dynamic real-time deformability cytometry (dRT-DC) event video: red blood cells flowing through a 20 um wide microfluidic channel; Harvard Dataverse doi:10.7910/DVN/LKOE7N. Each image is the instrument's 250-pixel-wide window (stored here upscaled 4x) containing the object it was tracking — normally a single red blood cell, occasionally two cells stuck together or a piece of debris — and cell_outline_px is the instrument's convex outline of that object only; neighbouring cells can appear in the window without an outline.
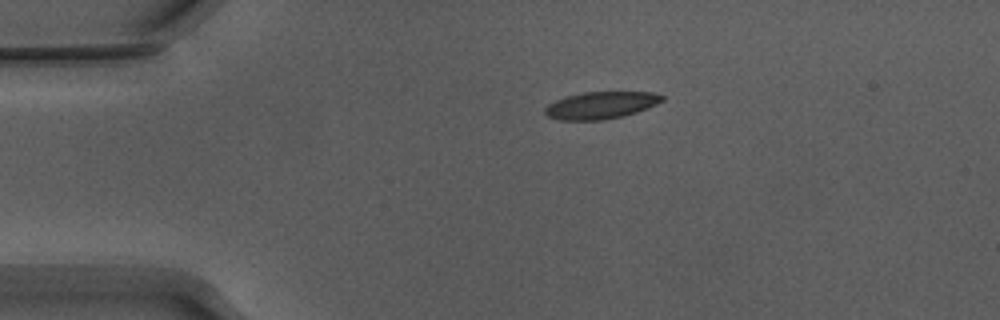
{"species": "Egyptian fruit bat (a non-hibernating species)", "species_latin": "Rousettus aegyptiacus", "temperature_condition": "warm", "stored_images_in_passage": 43, "camera_frame_rate_fps": 3000, "um_per_image_px": 0.085, "animal": {"sex": "male"}, "frame": {"image": 1, "passage_image": 1, "time_ms": 0.0, "image_size_px": [1000, 320], "cell_outline_px": [[664, 100], [648, 108], [624, 116], [604, 120], [560, 120], [548, 116], [544, 112], [544, 108], [548, 104], [556, 100], [568, 96], [584, 92], [652, 92], [664, 96]], "centroid_in_image_um": [51.08, 8.95], "position_along_channel_um": 33.9, "area_um2": 18.5}}
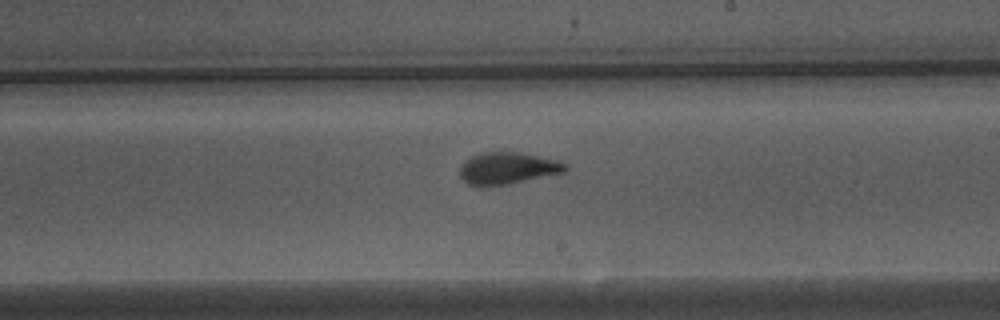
{"frame": {"image": 2, "passage_image": 21, "time_ms": 6.667, "image_size_px": [1000, 320], "cell_outline_px": [[568, 168], [564, 172], [508, 184], [488, 188], [480, 188], [468, 184], [460, 176], [460, 164], [464, 160], [480, 152], [520, 152], [556, 160], [568, 164]], "centroid_in_image_um": [43.09, 14.32], "position_along_channel_um": 245.9, "area_um2": 19.94}}
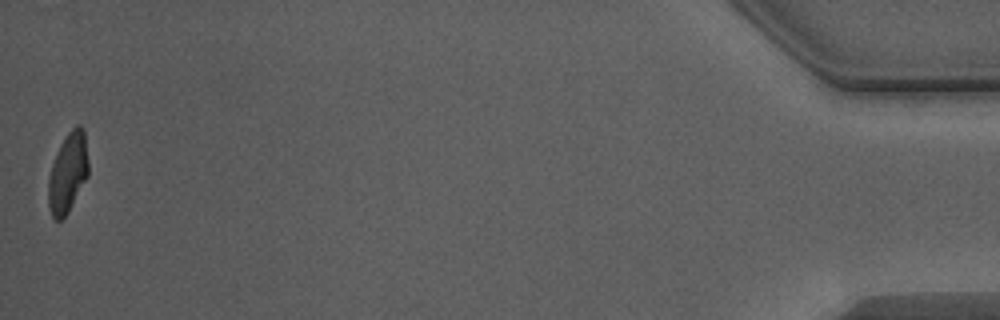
{"frame": {"image": 3, "passage_image": 43, "time_ms": 14.0, "image_size_px": [1000, 320], "cell_outline_px": [[88, 176], [68, 212], [60, 220], [56, 220], [52, 216], [48, 204], [48, 180], [52, 164], [60, 144], [64, 136], [76, 124], [80, 124], [84, 128], [88, 160]], "centroid_in_image_um": [5.77, 14.64], "position_along_channel_um": 429.4, "area_um2": 18.67}, "authors_computed_cell_mechanics": {"area_um2": 19.4786, "velocity_mm_per_s": 3.8612, "shape_relaxation_time_tau1_ms": 4.6477, "shape_relaxation_time_tau2_ms": 0.8921, "deformation_change_tau1": 0.2018, "deformation_change_tau2": 0.0668}}